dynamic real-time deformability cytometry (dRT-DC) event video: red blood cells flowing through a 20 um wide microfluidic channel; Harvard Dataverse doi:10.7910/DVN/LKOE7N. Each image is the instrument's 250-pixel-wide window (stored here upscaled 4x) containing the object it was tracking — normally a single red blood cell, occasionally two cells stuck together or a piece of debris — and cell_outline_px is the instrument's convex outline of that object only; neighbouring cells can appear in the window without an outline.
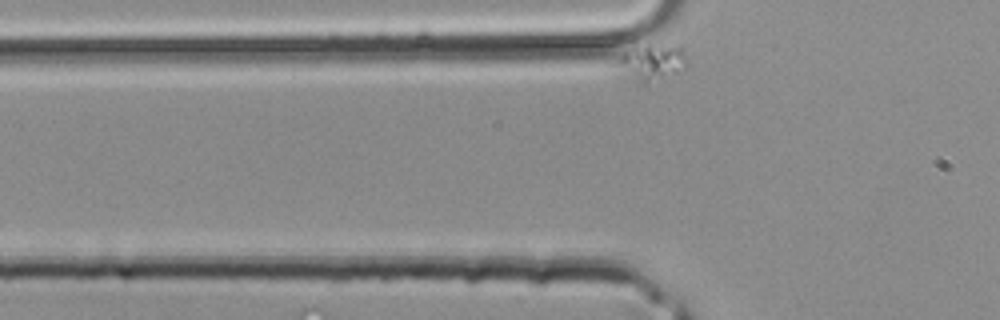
{"species": "common noctule bat (a hibernating species)", "species_latin": "Nyctalus noctula", "temperature_condition": "room temperature", "stored_images_in_passage": 5, "segment_of_instrument_passage": [2, 2], "camera_frame_rate_fps": 3000, "um_per_image_px": 0.085, "animal": {"sex": "male", "body_mass_g": 20.4}, "frame": {"image": 1, "passage_image": 5, "time_ms": 1.333, "image_size_px": [1000, 320], "cell_outline_px": [[688, 64], [684, 68], [676, 72], [644, 84], [616, 64], [616, 60], [620, 56], [648, 44], [680, 48], [688, 60]], "centroid_in_image_um": [55.48, 5.29], "position_along_channel_um": 70.3, "area_um2": 13.41}}